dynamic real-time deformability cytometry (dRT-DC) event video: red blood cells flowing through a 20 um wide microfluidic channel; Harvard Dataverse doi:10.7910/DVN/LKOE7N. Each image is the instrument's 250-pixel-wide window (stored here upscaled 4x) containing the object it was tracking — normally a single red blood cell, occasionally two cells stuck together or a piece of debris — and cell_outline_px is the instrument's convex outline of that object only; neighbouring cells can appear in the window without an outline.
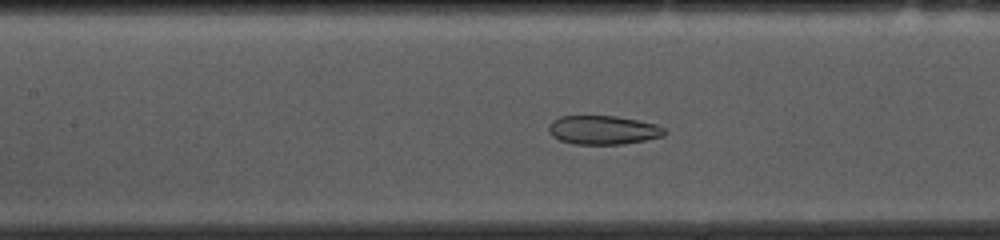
{"species": "common noctule bat (a hibernating species)", "species_latin": "Nyctalus noctula", "temperature_condition": "cold", "stored_images_in_passage": 44, "camera_frame_rate_fps": 3000, "um_per_image_px": 0.085, "animal": {"sex": "female", "body_mass_g": 10.0, "forearm_length_mm": 53.1}, "frame": {"image": 1, "passage_image": 13, "time_ms": 4.0, "image_size_px": [1000, 240], "cell_outline_px": [[668, 132], [664, 136], [624, 144], [572, 144], [560, 140], [552, 136], [548, 132], [548, 128], [552, 120], [560, 116], [616, 116], [656, 124], [664, 128]], "centroid_in_image_um": [51.26, 11.05], "position_along_channel_um": 156.1, "area_um2": 19.54}}
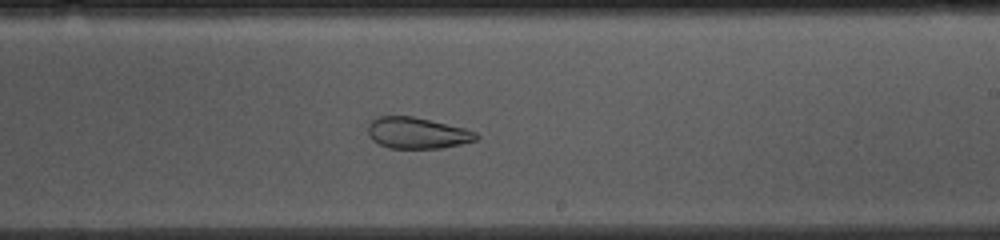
{"frame": {"image": 2, "passage_image": 21, "time_ms": 6.667, "image_size_px": [1000, 240], "cell_outline_px": [[480, 136], [476, 140], [460, 144], [440, 148], [388, 148], [372, 140], [368, 136], [368, 124], [376, 116], [412, 116], [464, 128], [476, 132]], "centroid_in_image_um": [35.43, 11.3], "position_along_channel_um": 253.6, "area_um2": 19.65}}
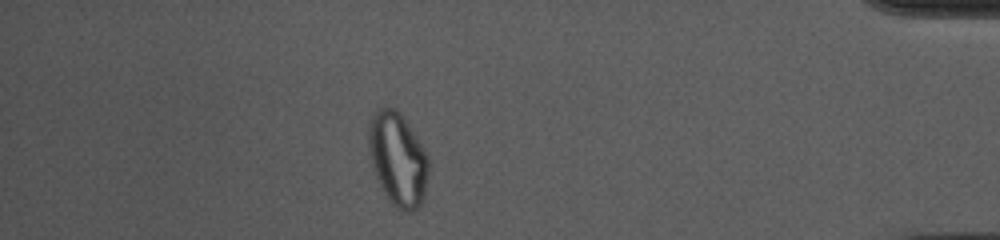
{"frame": {"image": 3, "passage_image": 37, "time_ms": 12.0, "image_size_px": [1000, 240], "cell_outline_px": [[428, 176], [424, 200], [412, 212], [404, 212], [396, 208], [392, 204], [376, 180], [372, 168], [368, 152], [368, 124], [376, 108], [396, 108], [404, 116], [424, 148], [428, 156]], "centroid_in_image_um": [33.8, 13.52], "position_along_channel_um": 401.4, "area_um2": 33.23}, "authors_computed_cell_mechanics": {"area_um2": 24.4783, "velocity_mm_per_s": 3.6654, "shape_relaxation_time_tau1_ms": null, "shape_relaxation_time_tau2_ms": 1.7749, "deformation_change_tau1": null, "deformation_change_tau2": 0.079}}